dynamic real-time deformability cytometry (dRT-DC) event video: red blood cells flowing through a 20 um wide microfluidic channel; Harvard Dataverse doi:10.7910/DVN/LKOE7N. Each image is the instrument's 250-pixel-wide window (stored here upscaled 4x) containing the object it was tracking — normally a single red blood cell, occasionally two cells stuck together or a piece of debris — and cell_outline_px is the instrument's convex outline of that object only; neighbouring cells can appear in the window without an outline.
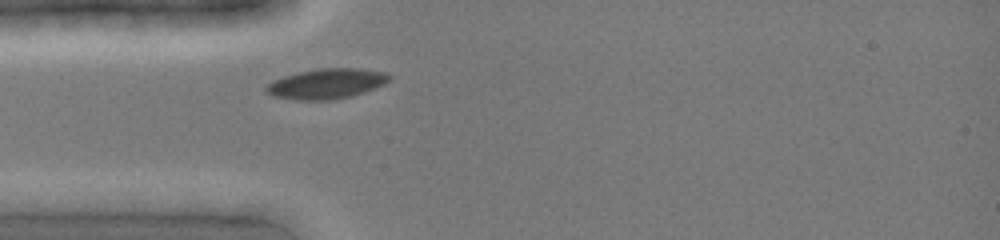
{"species": "common noctule bat (a hibernating species)", "species_latin": "Nyctalus noctula", "temperature_condition": "cold", "stored_images_in_passage": 7, "camera_frame_rate_fps": 3000, "um_per_image_px": 0.085, "animal": {"sex": "female", "body_mass_g": 19.0, "forearm_length_mm": 51.5}, "frame": {"image": 1, "passage_image": 1, "time_ms": 0.0, "image_size_px": [1000, 240], "cell_outline_px": [[392, 76], [384, 84], [376, 88], [352, 96], [332, 100], [296, 100], [272, 96], [264, 88], [272, 80], [284, 76], [300, 72], [320, 68], [360, 68], [384, 72]], "centroid_in_image_um": [27.76, 7.12], "position_along_channel_um": 57.2, "area_um2": 21.68}}
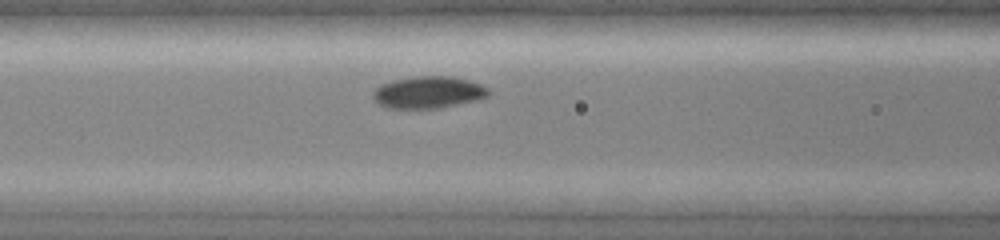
{"frame": {"image": 2, "passage_image": 6, "time_ms": 1.667, "image_size_px": [1000, 240], "cell_outline_px": [[488, 96], [476, 100], [436, 108], [388, 108], [380, 104], [372, 96], [372, 92], [376, 88], [392, 80], [416, 76], [452, 76], [468, 80], [480, 84], [488, 88]], "centroid_in_image_um": [36.4, 7.84], "position_along_channel_um": 130.2, "area_um2": 21.21}}